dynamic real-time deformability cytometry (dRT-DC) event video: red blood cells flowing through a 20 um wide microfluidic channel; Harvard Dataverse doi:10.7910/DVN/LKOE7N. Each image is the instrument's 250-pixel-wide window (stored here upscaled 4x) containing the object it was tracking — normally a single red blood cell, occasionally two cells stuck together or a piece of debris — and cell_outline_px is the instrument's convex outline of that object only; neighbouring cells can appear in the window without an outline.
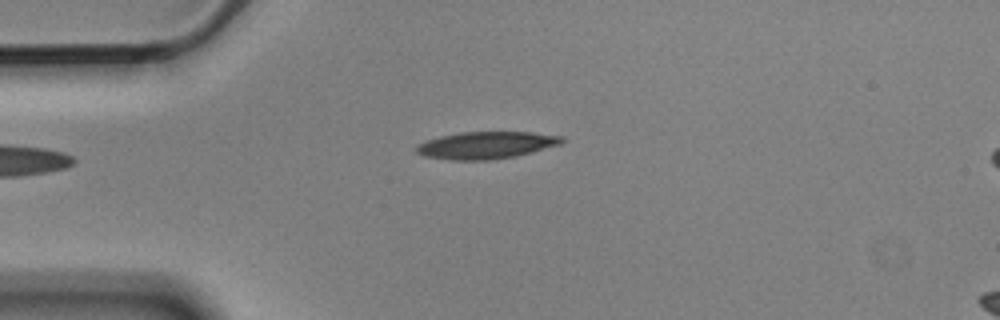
{"species": "Egyptian fruit bat (a non-hibernating species)", "species_latin": "Rousettus aegyptiacus", "temperature_condition": "cold", "stored_images_in_passage": 4, "camera_frame_rate_fps": 3000, "um_per_image_px": 0.085, "animal": {"sex": "male"}, "frame": {"image": 1, "passage_image": 4, "time_ms": 1.0, "image_size_px": [1000, 320], "cell_outline_px": [[564, 140], [560, 144], [516, 156], [488, 160], [448, 160], [424, 156], [416, 152], [416, 144], [440, 136], [460, 132], [532, 132], [564, 136]], "centroid_in_image_um": [41.3, 12.34], "position_along_channel_um": 43.7, "area_um2": 23.0}}